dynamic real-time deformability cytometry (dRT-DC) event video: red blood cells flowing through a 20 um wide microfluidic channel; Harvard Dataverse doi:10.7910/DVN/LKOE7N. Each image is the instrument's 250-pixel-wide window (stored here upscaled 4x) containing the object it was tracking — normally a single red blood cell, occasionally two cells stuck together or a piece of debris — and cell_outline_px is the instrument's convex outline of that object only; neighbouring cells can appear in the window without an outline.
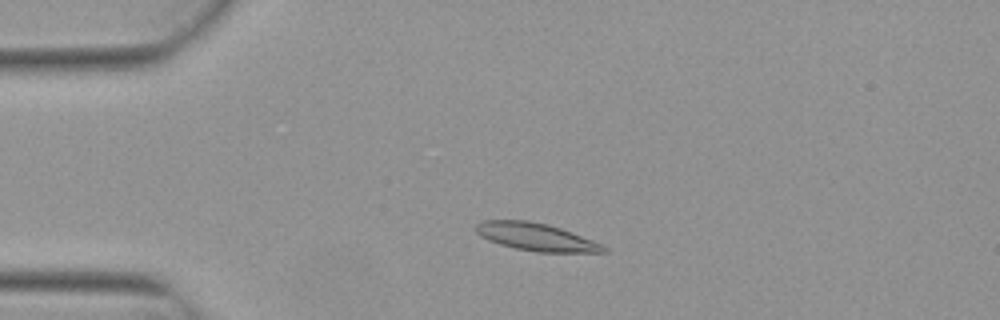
{"species": "Egyptian fruit bat (a non-hibernating species)", "species_latin": "Rousettus aegyptiacus", "temperature_condition": "warm", "stored_images_in_passage": 3, "camera_frame_rate_fps": 3000, "um_per_image_px": 0.085, "animal": {"sex": "female"}, "frame": {"image": 1, "passage_image": 3, "time_ms": 0.667, "image_size_px": [1000, 320], "cell_outline_px": [[608, 252], [536, 252], [516, 248], [500, 244], [488, 240], [480, 236], [476, 232], [476, 224], [484, 220], [528, 220], [548, 224], [560, 228], [604, 244], [608, 248]], "centroid_in_image_um": [45.59, 20.14], "position_along_channel_um": 39.4, "area_um2": 20.58}}